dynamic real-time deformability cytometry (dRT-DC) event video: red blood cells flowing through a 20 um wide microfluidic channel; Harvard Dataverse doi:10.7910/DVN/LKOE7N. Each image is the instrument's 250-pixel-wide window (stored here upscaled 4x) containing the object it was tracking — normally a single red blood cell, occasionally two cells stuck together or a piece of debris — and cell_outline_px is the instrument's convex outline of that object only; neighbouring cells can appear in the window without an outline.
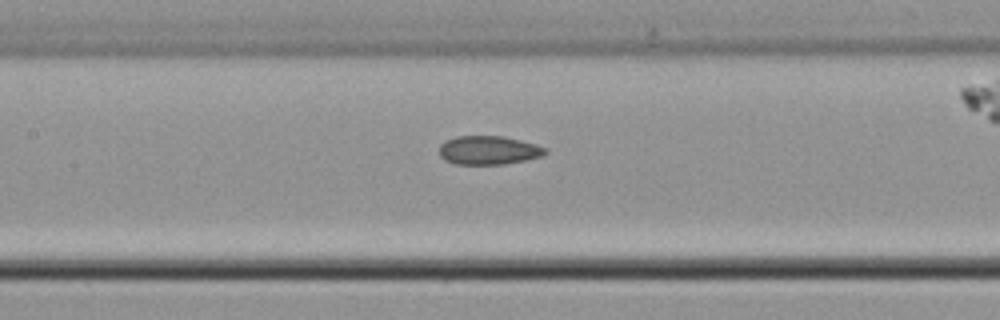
{"species": "common noctule bat (a hibernating species)", "species_latin": "Nyctalus noctula", "temperature_condition": "cold", "stored_images_in_passage": 35, "camera_frame_rate_fps": 3000, "um_per_image_px": 0.085, "animal": {"sex": "male", "body_mass_g": 21.5, "forearm_length_mm": 52.0}, "frame": {"image": 1, "passage_image": 11, "time_ms": 3.333, "image_size_px": [1000, 320], "cell_outline_px": [[548, 152], [544, 156], [504, 164], [456, 164], [444, 160], [440, 156], [440, 144], [456, 136], [504, 136], [536, 144], [548, 148]], "centroid_in_image_um": [41.57, 12.77], "position_along_channel_um": 165.8, "area_um2": 17.8}}
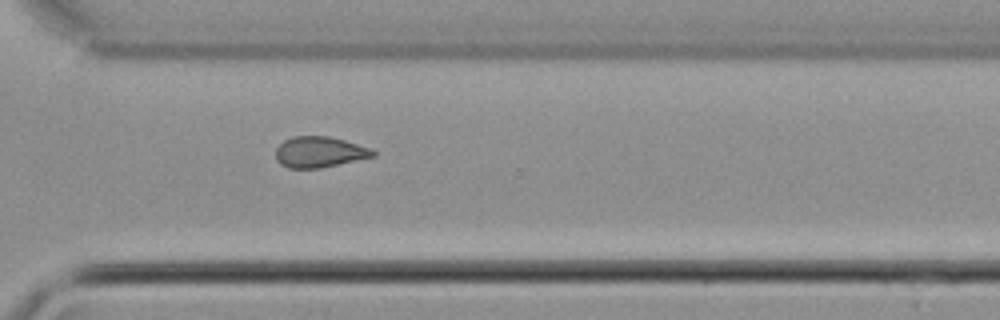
{"frame": {"image": 2, "passage_image": 25, "time_ms": 8.0, "image_size_px": [1000, 320], "cell_outline_px": [[376, 156], [320, 168], [288, 168], [280, 164], [276, 160], [276, 148], [284, 140], [292, 136], [328, 136], [344, 140], [372, 148], [376, 152]], "centroid_in_image_um": [27.16, 12.92], "position_along_channel_um": 343.4, "area_um2": 17.57}, "authors_computed_cell_mechanics": {"area_um2": 17.8024, "velocity_mm_per_s": 3.8073, "shape_relaxation_time_tau1_ms": null, "shape_relaxation_time_tau2_ms": 5.2448, "deformation_change_tau1": null, "deformation_change_tau2": 0.1076}}